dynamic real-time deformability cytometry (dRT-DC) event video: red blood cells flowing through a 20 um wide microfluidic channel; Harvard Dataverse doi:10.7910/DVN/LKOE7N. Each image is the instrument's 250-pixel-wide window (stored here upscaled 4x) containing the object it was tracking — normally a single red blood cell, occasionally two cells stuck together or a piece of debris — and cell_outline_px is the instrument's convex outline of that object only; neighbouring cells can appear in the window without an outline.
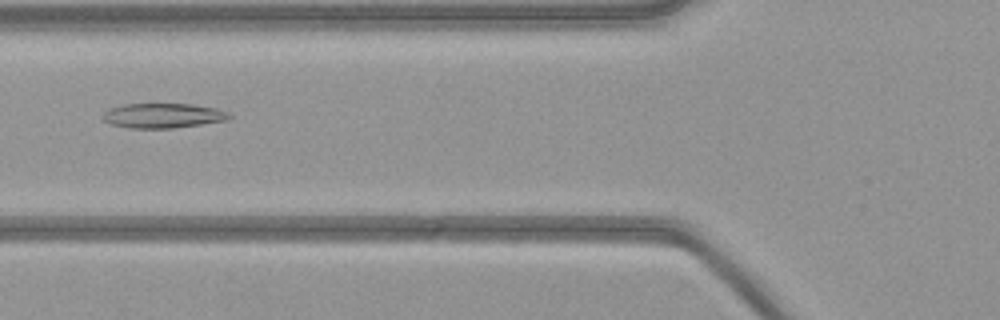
{"species": "common noctule bat (a hibernating species)", "species_latin": "Nyctalus noctula", "temperature_condition": "warm", "stored_images_in_passage": 41, "camera_frame_rate_fps": 3000, "um_per_image_px": 0.085, "animal": {"sex": "female", "body_mass_g": 21.9}, "frame": {"image": 1, "passage_image": 8, "time_ms": 2.333, "image_size_px": [1000, 320], "cell_outline_px": [[232, 116], [228, 120], [172, 128], [132, 128], [112, 124], [104, 120], [104, 112], [108, 108], [124, 104], [192, 104], [216, 108], [228, 112]], "centroid_in_image_um": [13.87, 9.82], "position_along_channel_um": 111.9, "area_um2": 18.09}}
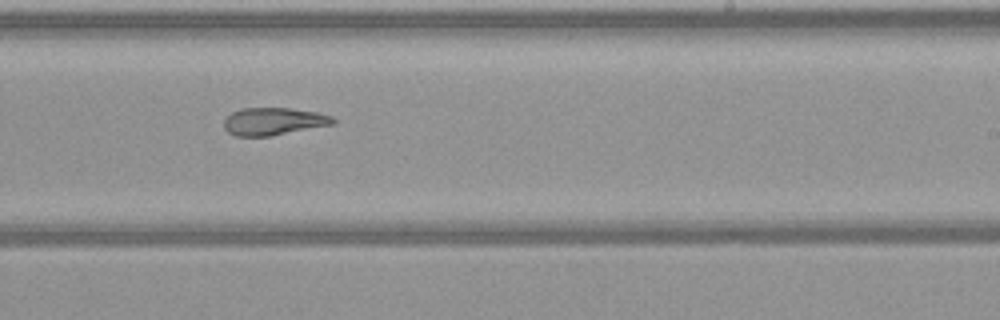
{"frame": {"image": 2, "passage_image": 20, "time_ms": 6.333, "image_size_px": [1000, 320], "cell_outline_px": [[336, 124], [268, 136], [236, 136], [228, 132], [224, 128], [224, 120], [232, 112], [240, 108], [292, 108], [316, 112], [332, 116], [336, 120]], "centroid_in_image_um": [23.27, 10.31], "position_along_channel_um": 265.7, "area_um2": 17.51}}
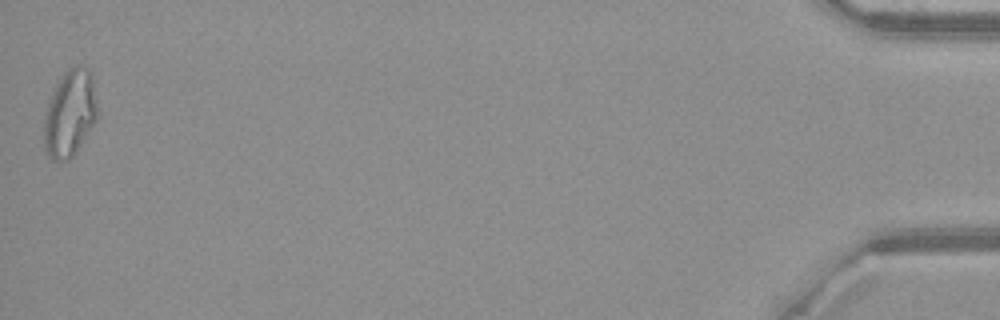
{"frame": {"image": 3, "passage_image": 41, "time_ms": 13.333, "image_size_px": [1000, 320], "cell_outline_px": [[100, 112], [92, 128], [76, 152], [68, 160], [52, 160], [48, 156], [44, 148], [44, 120], [48, 104], [52, 92], [56, 84], [64, 72], [68, 68], [76, 64], [80, 64], [88, 68], [92, 76]], "centroid_in_image_um": [5.97, 9.62], "position_along_channel_um": 429.2, "area_um2": 27.46}}